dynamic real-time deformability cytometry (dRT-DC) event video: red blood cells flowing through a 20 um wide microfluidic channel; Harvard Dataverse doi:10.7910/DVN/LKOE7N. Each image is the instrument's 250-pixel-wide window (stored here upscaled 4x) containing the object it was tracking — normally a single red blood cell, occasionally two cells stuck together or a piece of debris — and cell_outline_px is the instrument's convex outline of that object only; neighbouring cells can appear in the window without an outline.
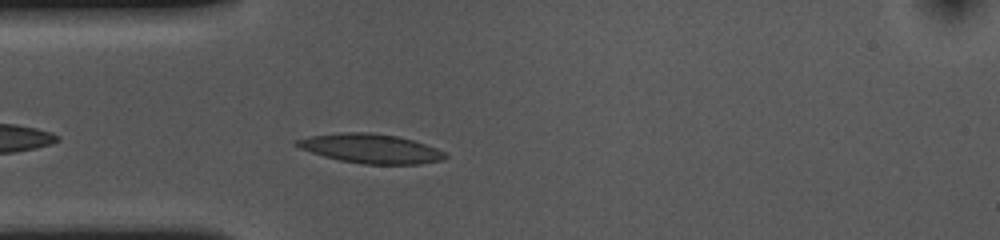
{"species": "common noctule bat (a hibernating species)", "species_latin": "Nyctalus noctula", "temperature_condition": "cold", "stored_images_in_passage": 28, "camera_frame_rate_fps": 3000, "um_per_image_px": 0.085, "animal": {"sex": "female", "body_mass_g": 10.0, "forearm_length_mm": 53.1}, "frame": {"image": 1, "passage_image": 4, "time_ms": 1.0, "image_size_px": [1000, 240], "cell_outline_px": [[448, 156], [444, 160], [420, 164], [364, 164], [340, 160], [324, 156], [300, 148], [292, 144], [292, 140], [312, 136], [340, 132], [372, 132], [396, 136], [412, 140], [436, 148], [444, 152]], "centroid_in_image_um": [31.49, 12.62], "position_along_channel_um": 53.5, "area_um2": 25.32}}
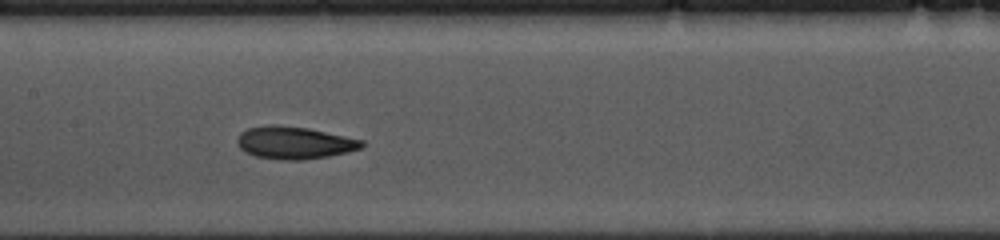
{"frame": {"image": 2, "passage_image": 15, "time_ms": 4.667, "image_size_px": [1000, 240], "cell_outline_px": [[364, 144], [360, 148], [348, 152], [328, 156], [304, 160], [280, 160], [256, 156], [240, 148], [236, 144], [236, 140], [240, 132], [248, 128], [272, 124], [276, 124], [308, 128], [364, 140]], "centroid_in_image_um": [25.01, 12.13], "position_along_channel_um": 182.4, "area_um2": 23.58}}
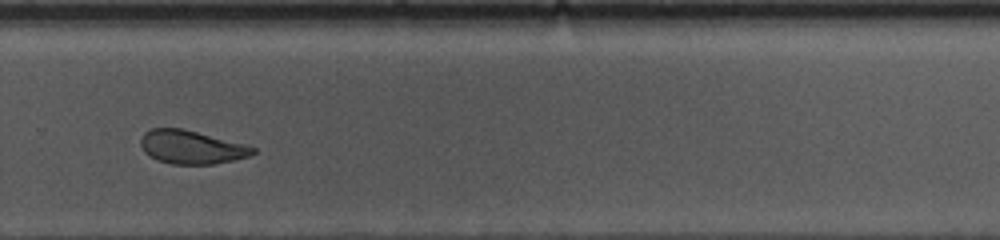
{"frame": {"image": 3, "passage_image": 26, "time_ms": 8.333, "image_size_px": [1000, 240], "cell_outline_px": [[256, 152], [248, 156], [232, 160], [212, 164], [172, 164], [156, 160], [144, 152], [140, 144], [140, 140], [144, 132], [152, 128], [184, 128], [244, 144], [256, 148]], "centroid_in_image_um": [16.23, 12.5], "position_along_channel_um": 313.6, "area_um2": 21.85}}